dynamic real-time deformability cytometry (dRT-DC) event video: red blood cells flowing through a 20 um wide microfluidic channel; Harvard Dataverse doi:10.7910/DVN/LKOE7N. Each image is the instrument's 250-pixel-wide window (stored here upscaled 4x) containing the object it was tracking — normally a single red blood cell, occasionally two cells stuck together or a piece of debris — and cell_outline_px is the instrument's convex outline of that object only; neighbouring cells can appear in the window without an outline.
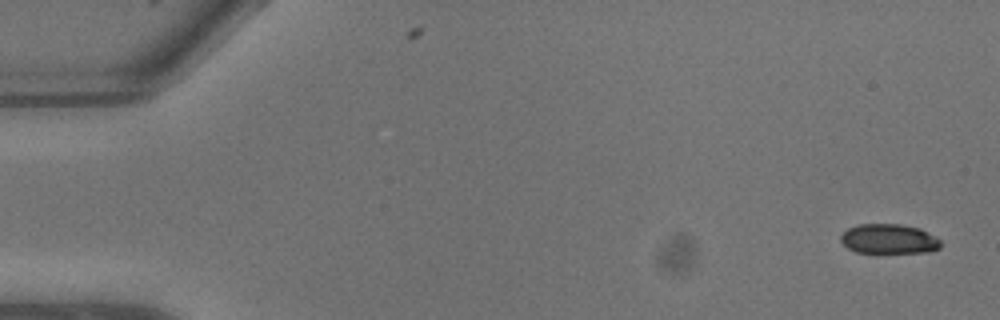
{"species": "common noctule bat (a hibernating species)", "species_latin": "Nyctalus noctula", "temperature_condition": "warm", "stored_images_in_passage": 7, "camera_frame_rate_fps": 3000, "um_per_image_px": 0.085, "animal": {"sex": "male", "body_mass_g": 13.3}, "frame": {"image": 1, "passage_image": 1, "time_ms": 0.0, "image_size_px": [1000, 320], "cell_outline_px": [[940, 248], [928, 252], [876, 256], [856, 252], [848, 248], [840, 240], [840, 236], [848, 228], [860, 224], [900, 224], [920, 228], [936, 236], [940, 240]], "centroid_in_image_um": [75.56, 20.37], "position_along_channel_um": 9.4, "area_um2": 18.26}}
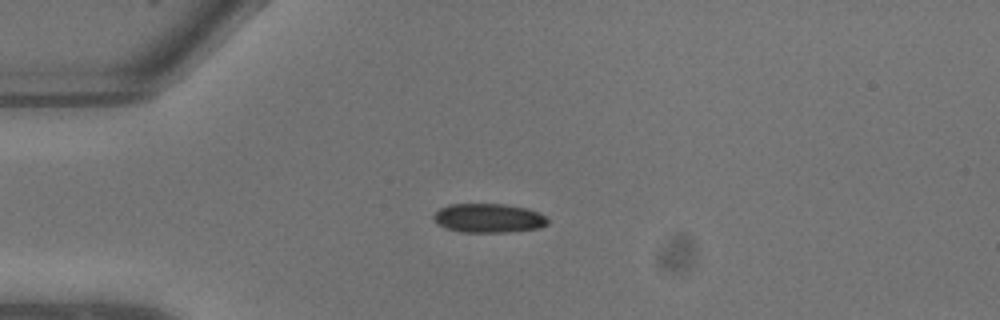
{"frame": {"image": 2, "passage_image": 6, "time_ms": 1.667, "image_size_px": [1000, 320], "cell_outline_px": [[548, 224], [540, 228], [508, 232], [460, 232], [444, 228], [432, 220], [432, 216], [440, 208], [448, 204], [504, 204], [528, 208], [544, 216], [548, 220]], "centroid_in_image_um": [41.49, 18.54], "position_along_channel_um": 43.5, "area_um2": 19.48}}